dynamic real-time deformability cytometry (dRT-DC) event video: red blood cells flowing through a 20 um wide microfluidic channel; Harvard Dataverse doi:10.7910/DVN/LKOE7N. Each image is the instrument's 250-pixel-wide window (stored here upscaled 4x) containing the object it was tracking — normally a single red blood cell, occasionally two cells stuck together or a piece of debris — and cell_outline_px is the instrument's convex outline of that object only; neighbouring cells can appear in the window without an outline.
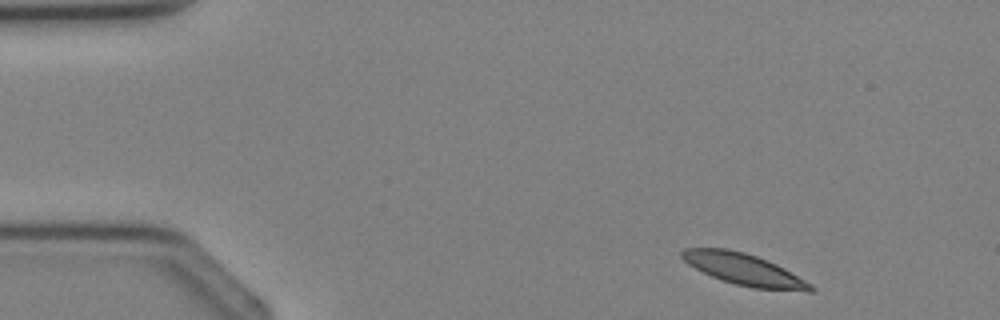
{"species": "Egyptian fruit bat (a non-hibernating species)", "species_latin": "Rousettus aegyptiacus", "temperature_condition": "cold", "stored_images_in_passage": 3, "camera_frame_rate_fps": 3000, "um_per_image_px": 0.085, "animal": {"sex": "female"}, "frame": {"image": 1, "passage_image": 1, "time_ms": 0.0, "image_size_px": [1000, 320], "cell_outline_px": [[816, 288], [812, 292], [808, 292], [752, 288], [736, 284], [712, 276], [688, 264], [680, 256], [680, 252], [684, 248], [728, 248], [744, 252], [756, 256], [776, 264], [784, 268], [812, 284]], "centroid_in_image_um": [63.27, 22.9], "position_along_channel_um": 21.7, "area_um2": 23.58}}
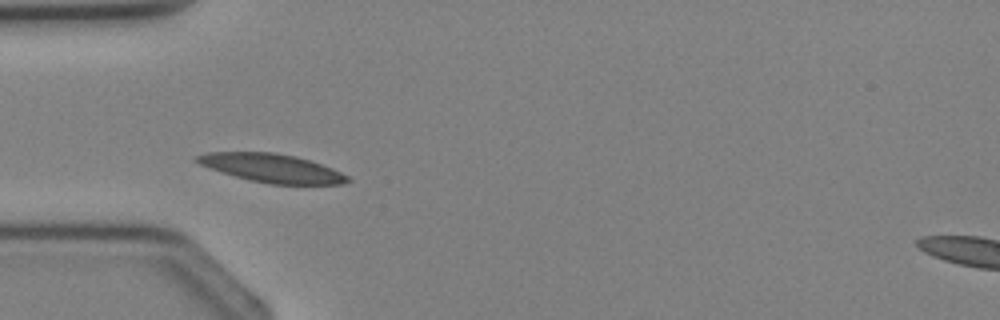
{"frame": {"image": 2, "passage_image": 3, "time_ms": 2.333, "image_size_px": [1000, 320], "cell_outline_px": [[352, 180], [340, 184], [272, 184], [252, 180], [236, 176], [208, 168], [192, 160], [196, 156], [208, 152], [272, 152], [296, 156], [332, 168], [348, 176]], "centroid_in_image_um": [23.08, 14.28], "position_along_channel_um": 61.9, "area_um2": 24.74}}